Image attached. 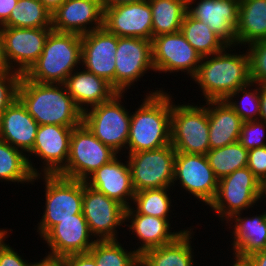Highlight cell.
<instances>
[{
  "label": "cell",
  "instance_id": "obj_1",
  "mask_svg": "<svg viewBox=\"0 0 266 266\" xmlns=\"http://www.w3.org/2000/svg\"><path fill=\"white\" fill-rule=\"evenodd\" d=\"M155 89L146 92L142 104L131 113L127 154L171 144V93Z\"/></svg>",
  "mask_w": 266,
  "mask_h": 266
},
{
  "label": "cell",
  "instance_id": "obj_2",
  "mask_svg": "<svg viewBox=\"0 0 266 266\" xmlns=\"http://www.w3.org/2000/svg\"><path fill=\"white\" fill-rule=\"evenodd\" d=\"M17 98L38 125L74 128L82 123L83 112L76 106L64 84L37 83L21 75Z\"/></svg>",
  "mask_w": 266,
  "mask_h": 266
},
{
  "label": "cell",
  "instance_id": "obj_3",
  "mask_svg": "<svg viewBox=\"0 0 266 266\" xmlns=\"http://www.w3.org/2000/svg\"><path fill=\"white\" fill-rule=\"evenodd\" d=\"M231 48L235 47L227 46L219 53L202 57L192 78L202 92V101L226 100L238 88L251 82L246 47L245 51L239 50V53Z\"/></svg>",
  "mask_w": 266,
  "mask_h": 266
},
{
  "label": "cell",
  "instance_id": "obj_4",
  "mask_svg": "<svg viewBox=\"0 0 266 266\" xmlns=\"http://www.w3.org/2000/svg\"><path fill=\"white\" fill-rule=\"evenodd\" d=\"M81 66V35L52 30L38 60L24 74L37 83L64 84Z\"/></svg>",
  "mask_w": 266,
  "mask_h": 266
},
{
  "label": "cell",
  "instance_id": "obj_5",
  "mask_svg": "<svg viewBox=\"0 0 266 266\" xmlns=\"http://www.w3.org/2000/svg\"><path fill=\"white\" fill-rule=\"evenodd\" d=\"M42 178V179H41ZM43 181L45 205L37 232L43 238L61 220L74 218L83 208V181L70 179L59 174L35 175L32 185Z\"/></svg>",
  "mask_w": 266,
  "mask_h": 266
},
{
  "label": "cell",
  "instance_id": "obj_6",
  "mask_svg": "<svg viewBox=\"0 0 266 266\" xmlns=\"http://www.w3.org/2000/svg\"><path fill=\"white\" fill-rule=\"evenodd\" d=\"M173 101L171 94V145L176 152L206 155L210 150L208 101L199 106Z\"/></svg>",
  "mask_w": 266,
  "mask_h": 266
},
{
  "label": "cell",
  "instance_id": "obj_7",
  "mask_svg": "<svg viewBox=\"0 0 266 266\" xmlns=\"http://www.w3.org/2000/svg\"><path fill=\"white\" fill-rule=\"evenodd\" d=\"M124 94L118 92L110 100L87 109L82 118L92 134L118 155L126 154L131 121V112L122 104Z\"/></svg>",
  "mask_w": 266,
  "mask_h": 266
},
{
  "label": "cell",
  "instance_id": "obj_8",
  "mask_svg": "<svg viewBox=\"0 0 266 266\" xmlns=\"http://www.w3.org/2000/svg\"><path fill=\"white\" fill-rule=\"evenodd\" d=\"M261 199L262 184L246 166L218 180L216 196L208 207L223 223L236 213L253 211Z\"/></svg>",
  "mask_w": 266,
  "mask_h": 266
},
{
  "label": "cell",
  "instance_id": "obj_9",
  "mask_svg": "<svg viewBox=\"0 0 266 266\" xmlns=\"http://www.w3.org/2000/svg\"><path fill=\"white\" fill-rule=\"evenodd\" d=\"M118 154L97 139L82 122L72 130L66 166L59 175L85 181Z\"/></svg>",
  "mask_w": 266,
  "mask_h": 266
},
{
  "label": "cell",
  "instance_id": "obj_10",
  "mask_svg": "<svg viewBox=\"0 0 266 266\" xmlns=\"http://www.w3.org/2000/svg\"><path fill=\"white\" fill-rule=\"evenodd\" d=\"M176 151L170 145L154 150L128 154L135 192L156 188H172Z\"/></svg>",
  "mask_w": 266,
  "mask_h": 266
},
{
  "label": "cell",
  "instance_id": "obj_11",
  "mask_svg": "<svg viewBox=\"0 0 266 266\" xmlns=\"http://www.w3.org/2000/svg\"><path fill=\"white\" fill-rule=\"evenodd\" d=\"M125 211L122 204L83 181L82 213L96 240H118V229L125 224Z\"/></svg>",
  "mask_w": 266,
  "mask_h": 266
},
{
  "label": "cell",
  "instance_id": "obj_12",
  "mask_svg": "<svg viewBox=\"0 0 266 266\" xmlns=\"http://www.w3.org/2000/svg\"><path fill=\"white\" fill-rule=\"evenodd\" d=\"M72 130L61 125H39L33 148L26 154L34 175L58 174L66 166ZM32 156L43 163L41 168L35 166Z\"/></svg>",
  "mask_w": 266,
  "mask_h": 266
},
{
  "label": "cell",
  "instance_id": "obj_13",
  "mask_svg": "<svg viewBox=\"0 0 266 266\" xmlns=\"http://www.w3.org/2000/svg\"><path fill=\"white\" fill-rule=\"evenodd\" d=\"M152 61L155 73H183L192 79L202 57L181 31L161 34L152 39Z\"/></svg>",
  "mask_w": 266,
  "mask_h": 266
},
{
  "label": "cell",
  "instance_id": "obj_14",
  "mask_svg": "<svg viewBox=\"0 0 266 266\" xmlns=\"http://www.w3.org/2000/svg\"><path fill=\"white\" fill-rule=\"evenodd\" d=\"M115 56V90L119 93H128L145 74L155 71L148 39L118 37Z\"/></svg>",
  "mask_w": 266,
  "mask_h": 266
},
{
  "label": "cell",
  "instance_id": "obj_15",
  "mask_svg": "<svg viewBox=\"0 0 266 266\" xmlns=\"http://www.w3.org/2000/svg\"><path fill=\"white\" fill-rule=\"evenodd\" d=\"M176 182L184 192L187 191L186 194H192L206 206L214 200L218 190V179L209 166L206 155L201 154L176 153L173 187L178 185Z\"/></svg>",
  "mask_w": 266,
  "mask_h": 266
},
{
  "label": "cell",
  "instance_id": "obj_16",
  "mask_svg": "<svg viewBox=\"0 0 266 266\" xmlns=\"http://www.w3.org/2000/svg\"><path fill=\"white\" fill-rule=\"evenodd\" d=\"M52 28L3 27L9 70L25 74L38 60Z\"/></svg>",
  "mask_w": 266,
  "mask_h": 266
},
{
  "label": "cell",
  "instance_id": "obj_17",
  "mask_svg": "<svg viewBox=\"0 0 266 266\" xmlns=\"http://www.w3.org/2000/svg\"><path fill=\"white\" fill-rule=\"evenodd\" d=\"M240 0H187V13L205 24L227 45L237 47Z\"/></svg>",
  "mask_w": 266,
  "mask_h": 266
},
{
  "label": "cell",
  "instance_id": "obj_18",
  "mask_svg": "<svg viewBox=\"0 0 266 266\" xmlns=\"http://www.w3.org/2000/svg\"><path fill=\"white\" fill-rule=\"evenodd\" d=\"M118 37L104 27L81 35V65L106 79L115 89V59Z\"/></svg>",
  "mask_w": 266,
  "mask_h": 266
},
{
  "label": "cell",
  "instance_id": "obj_19",
  "mask_svg": "<svg viewBox=\"0 0 266 266\" xmlns=\"http://www.w3.org/2000/svg\"><path fill=\"white\" fill-rule=\"evenodd\" d=\"M103 27L117 37L152 41V11L149 1L104 7Z\"/></svg>",
  "mask_w": 266,
  "mask_h": 266
},
{
  "label": "cell",
  "instance_id": "obj_20",
  "mask_svg": "<svg viewBox=\"0 0 266 266\" xmlns=\"http://www.w3.org/2000/svg\"><path fill=\"white\" fill-rule=\"evenodd\" d=\"M50 249L46 256L63 258L72 254L88 253L97 241L91 234L83 213L61 220L43 238Z\"/></svg>",
  "mask_w": 266,
  "mask_h": 266
},
{
  "label": "cell",
  "instance_id": "obj_21",
  "mask_svg": "<svg viewBox=\"0 0 266 266\" xmlns=\"http://www.w3.org/2000/svg\"><path fill=\"white\" fill-rule=\"evenodd\" d=\"M104 7L97 0H66L52 13V29L84 35L103 27Z\"/></svg>",
  "mask_w": 266,
  "mask_h": 266
},
{
  "label": "cell",
  "instance_id": "obj_22",
  "mask_svg": "<svg viewBox=\"0 0 266 266\" xmlns=\"http://www.w3.org/2000/svg\"><path fill=\"white\" fill-rule=\"evenodd\" d=\"M243 212L234 214L225 224L232 231L231 253L232 260L244 261L252 254L266 250V208L260 214H249L244 217ZM252 217H248V216ZM230 223V224H229ZM234 223V225H233ZM233 250V251H232Z\"/></svg>",
  "mask_w": 266,
  "mask_h": 266
},
{
  "label": "cell",
  "instance_id": "obj_23",
  "mask_svg": "<svg viewBox=\"0 0 266 266\" xmlns=\"http://www.w3.org/2000/svg\"><path fill=\"white\" fill-rule=\"evenodd\" d=\"M121 157L122 155H117L110 162L101 166L85 182L127 209L131 206L135 190L128 161L123 163Z\"/></svg>",
  "mask_w": 266,
  "mask_h": 266
},
{
  "label": "cell",
  "instance_id": "obj_24",
  "mask_svg": "<svg viewBox=\"0 0 266 266\" xmlns=\"http://www.w3.org/2000/svg\"><path fill=\"white\" fill-rule=\"evenodd\" d=\"M38 127L18 98L0 115V139L25 154L33 148Z\"/></svg>",
  "mask_w": 266,
  "mask_h": 266
},
{
  "label": "cell",
  "instance_id": "obj_25",
  "mask_svg": "<svg viewBox=\"0 0 266 266\" xmlns=\"http://www.w3.org/2000/svg\"><path fill=\"white\" fill-rule=\"evenodd\" d=\"M171 219H163L144 214H125V224L132 233L138 238L137 248H133L139 255L144 251L168 244L174 241L183 232H186L190 227L175 231L171 227ZM129 222V224H127ZM131 231V232H130ZM173 231V232H172ZM140 243V244H139ZM139 246V247H138Z\"/></svg>",
  "mask_w": 266,
  "mask_h": 266
},
{
  "label": "cell",
  "instance_id": "obj_26",
  "mask_svg": "<svg viewBox=\"0 0 266 266\" xmlns=\"http://www.w3.org/2000/svg\"><path fill=\"white\" fill-rule=\"evenodd\" d=\"M80 70V71H79ZM69 95L82 111L110 100L118 93L104 78L83 68L73 71L64 82Z\"/></svg>",
  "mask_w": 266,
  "mask_h": 266
},
{
  "label": "cell",
  "instance_id": "obj_27",
  "mask_svg": "<svg viewBox=\"0 0 266 266\" xmlns=\"http://www.w3.org/2000/svg\"><path fill=\"white\" fill-rule=\"evenodd\" d=\"M210 150L239 141L243 120L226 100L208 101Z\"/></svg>",
  "mask_w": 266,
  "mask_h": 266
},
{
  "label": "cell",
  "instance_id": "obj_28",
  "mask_svg": "<svg viewBox=\"0 0 266 266\" xmlns=\"http://www.w3.org/2000/svg\"><path fill=\"white\" fill-rule=\"evenodd\" d=\"M193 230L190 227L174 241L144 251L140 255L139 266H196L195 252L191 245L195 233Z\"/></svg>",
  "mask_w": 266,
  "mask_h": 266
},
{
  "label": "cell",
  "instance_id": "obj_29",
  "mask_svg": "<svg viewBox=\"0 0 266 266\" xmlns=\"http://www.w3.org/2000/svg\"><path fill=\"white\" fill-rule=\"evenodd\" d=\"M236 38V49L266 39V0H240Z\"/></svg>",
  "mask_w": 266,
  "mask_h": 266
},
{
  "label": "cell",
  "instance_id": "obj_30",
  "mask_svg": "<svg viewBox=\"0 0 266 266\" xmlns=\"http://www.w3.org/2000/svg\"><path fill=\"white\" fill-rule=\"evenodd\" d=\"M152 11V35L176 33L181 30L187 13V0H148Z\"/></svg>",
  "mask_w": 266,
  "mask_h": 266
},
{
  "label": "cell",
  "instance_id": "obj_31",
  "mask_svg": "<svg viewBox=\"0 0 266 266\" xmlns=\"http://www.w3.org/2000/svg\"><path fill=\"white\" fill-rule=\"evenodd\" d=\"M170 191H172L171 188H156L135 192L131 206L126 209L125 214H144L172 219L169 213L174 215L172 211L175 210L171 208L173 205Z\"/></svg>",
  "mask_w": 266,
  "mask_h": 266
},
{
  "label": "cell",
  "instance_id": "obj_32",
  "mask_svg": "<svg viewBox=\"0 0 266 266\" xmlns=\"http://www.w3.org/2000/svg\"><path fill=\"white\" fill-rule=\"evenodd\" d=\"M189 44L201 57L223 51L227 45L211 30V28L186 13L180 30Z\"/></svg>",
  "mask_w": 266,
  "mask_h": 266
},
{
  "label": "cell",
  "instance_id": "obj_33",
  "mask_svg": "<svg viewBox=\"0 0 266 266\" xmlns=\"http://www.w3.org/2000/svg\"><path fill=\"white\" fill-rule=\"evenodd\" d=\"M34 176L27 155L0 139V182L32 185Z\"/></svg>",
  "mask_w": 266,
  "mask_h": 266
},
{
  "label": "cell",
  "instance_id": "obj_34",
  "mask_svg": "<svg viewBox=\"0 0 266 266\" xmlns=\"http://www.w3.org/2000/svg\"><path fill=\"white\" fill-rule=\"evenodd\" d=\"M3 27L52 28V14L40 0H18Z\"/></svg>",
  "mask_w": 266,
  "mask_h": 266
},
{
  "label": "cell",
  "instance_id": "obj_35",
  "mask_svg": "<svg viewBox=\"0 0 266 266\" xmlns=\"http://www.w3.org/2000/svg\"><path fill=\"white\" fill-rule=\"evenodd\" d=\"M206 157L218 180L248 165V150L239 141L209 150Z\"/></svg>",
  "mask_w": 266,
  "mask_h": 266
},
{
  "label": "cell",
  "instance_id": "obj_36",
  "mask_svg": "<svg viewBox=\"0 0 266 266\" xmlns=\"http://www.w3.org/2000/svg\"><path fill=\"white\" fill-rule=\"evenodd\" d=\"M128 250L119 240H97L88 253L97 266H139L140 255L134 249Z\"/></svg>",
  "mask_w": 266,
  "mask_h": 266
},
{
  "label": "cell",
  "instance_id": "obj_37",
  "mask_svg": "<svg viewBox=\"0 0 266 266\" xmlns=\"http://www.w3.org/2000/svg\"><path fill=\"white\" fill-rule=\"evenodd\" d=\"M226 102L244 122L259 120L260 84L250 82L246 86L238 88L226 99Z\"/></svg>",
  "mask_w": 266,
  "mask_h": 266
},
{
  "label": "cell",
  "instance_id": "obj_38",
  "mask_svg": "<svg viewBox=\"0 0 266 266\" xmlns=\"http://www.w3.org/2000/svg\"><path fill=\"white\" fill-rule=\"evenodd\" d=\"M249 57L250 79L253 83L266 84V39L245 46Z\"/></svg>",
  "mask_w": 266,
  "mask_h": 266
},
{
  "label": "cell",
  "instance_id": "obj_39",
  "mask_svg": "<svg viewBox=\"0 0 266 266\" xmlns=\"http://www.w3.org/2000/svg\"><path fill=\"white\" fill-rule=\"evenodd\" d=\"M239 142L247 150L266 146V123L261 120L243 122Z\"/></svg>",
  "mask_w": 266,
  "mask_h": 266
},
{
  "label": "cell",
  "instance_id": "obj_40",
  "mask_svg": "<svg viewBox=\"0 0 266 266\" xmlns=\"http://www.w3.org/2000/svg\"><path fill=\"white\" fill-rule=\"evenodd\" d=\"M21 74L13 70H0V115L17 98Z\"/></svg>",
  "mask_w": 266,
  "mask_h": 266
},
{
  "label": "cell",
  "instance_id": "obj_41",
  "mask_svg": "<svg viewBox=\"0 0 266 266\" xmlns=\"http://www.w3.org/2000/svg\"><path fill=\"white\" fill-rule=\"evenodd\" d=\"M247 167L261 184L266 181V146L248 150Z\"/></svg>",
  "mask_w": 266,
  "mask_h": 266
},
{
  "label": "cell",
  "instance_id": "obj_42",
  "mask_svg": "<svg viewBox=\"0 0 266 266\" xmlns=\"http://www.w3.org/2000/svg\"><path fill=\"white\" fill-rule=\"evenodd\" d=\"M14 247L5 244L0 250V266H33L34 262L24 259ZM29 262V263H28Z\"/></svg>",
  "mask_w": 266,
  "mask_h": 266
},
{
  "label": "cell",
  "instance_id": "obj_43",
  "mask_svg": "<svg viewBox=\"0 0 266 266\" xmlns=\"http://www.w3.org/2000/svg\"><path fill=\"white\" fill-rule=\"evenodd\" d=\"M66 266H97L89 253L72 254L63 257Z\"/></svg>",
  "mask_w": 266,
  "mask_h": 266
},
{
  "label": "cell",
  "instance_id": "obj_44",
  "mask_svg": "<svg viewBox=\"0 0 266 266\" xmlns=\"http://www.w3.org/2000/svg\"><path fill=\"white\" fill-rule=\"evenodd\" d=\"M18 0H0V24L3 25L9 18L12 9Z\"/></svg>",
  "mask_w": 266,
  "mask_h": 266
},
{
  "label": "cell",
  "instance_id": "obj_45",
  "mask_svg": "<svg viewBox=\"0 0 266 266\" xmlns=\"http://www.w3.org/2000/svg\"><path fill=\"white\" fill-rule=\"evenodd\" d=\"M244 261L248 266H266V250L256 252Z\"/></svg>",
  "mask_w": 266,
  "mask_h": 266
},
{
  "label": "cell",
  "instance_id": "obj_46",
  "mask_svg": "<svg viewBox=\"0 0 266 266\" xmlns=\"http://www.w3.org/2000/svg\"><path fill=\"white\" fill-rule=\"evenodd\" d=\"M33 266H66L63 258H53L44 256L38 262H34Z\"/></svg>",
  "mask_w": 266,
  "mask_h": 266
},
{
  "label": "cell",
  "instance_id": "obj_47",
  "mask_svg": "<svg viewBox=\"0 0 266 266\" xmlns=\"http://www.w3.org/2000/svg\"><path fill=\"white\" fill-rule=\"evenodd\" d=\"M0 70H9L8 60L5 54L3 26L0 24Z\"/></svg>",
  "mask_w": 266,
  "mask_h": 266
},
{
  "label": "cell",
  "instance_id": "obj_48",
  "mask_svg": "<svg viewBox=\"0 0 266 266\" xmlns=\"http://www.w3.org/2000/svg\"><path fill=\"white\" fill-rule=\"evenodd\" d=\"M259 120L266 123V84H260V116Z\"/></svg>",
  "mask_w": 266,
  "mask_h": 266
},
{
  "label": "cell",
  "instance_id": "obj_49",
  "mask_svg": "<svg viewBox=\"0 0 266 266\" xmlns=\"http://www.w3.org/2000/svg\"><path fill=\"white\" fill-rule=\"evenodd\" d=\"M43 5L50 11L52 14L56 11L66 0H40Z\"/></svg>",
  "mask_w": 266,
  "mask_h": 266
},
{
  "label": "cell",
  "instance_id": "obj_50",
  "mask_svg": "<svg viewBox=\"0 0 266 266\" xmlns=\"http://www.w3.org/2000/svg\"><path fill=\"white\" fill-rule=\"evenodd\" d=\"M142 1H148V0H105L103 7H111V6H116L120 4L142 2Z\"/></svg>",
  "mask_w": 266,
  "mask_h": 266
},
{
  "label": "cell",
  "instance_id": "obj_51",
  "mask_svg": "<svg viewBox=\"0 0 266 266\" xmlns=\"http://www.w3.org/2000/svg\"><path fill=\"white\" fill-rule=\"evenodd\" d=\"M9 231L12 232V229L0 228V250L6 244V239L8 238Z\"/></svg>",
  "mask_w": 266,
  "mask_h": 266
},
{
  "label": "cell",
  "instance_id": "obj_52",
  "mask_svg": "<svg viewBox=\"0 0 266 266\" xmlns=\"http://www.w3.org/2000/svg\"><path fill=\"white\" fill-rule=\"evenodd\" d=\"M262 203H266V181L262 184ZM266 206V204H264Z\"/></svg>",
  "mask_w": 266,
  "mask_h": 266
},
{
  "label": "cell",
  "instance_id": "obj_53",
  "mask_svg": "<svg viewBox=\"0 0 266 266\" xmlns=\"http://www.w3.org/2000/svg\"><path fill=\"white\" fill-rule=\"evenodd\" d=\"M231 265L232 266H248L245 261H239L235 259L232 261Z\"/></svg>",
  "mask_w": 266,
  "mask_h": 266
},
{
  "label": "cell",
  "instance_id": "obj_54",
  "mask_svg": "<svg viewBox=\"0 0 266 266\" xmlns=\"http://www.w3.org/2000/svg\"><path fill=\"white\" fill-rule=\"evenodd\" d=\"M99 1L100 3L104 4L105 0H97Z\"/></svg>",
  "mask_w": 266,
  "mask_h": 266
}]
</instances>
